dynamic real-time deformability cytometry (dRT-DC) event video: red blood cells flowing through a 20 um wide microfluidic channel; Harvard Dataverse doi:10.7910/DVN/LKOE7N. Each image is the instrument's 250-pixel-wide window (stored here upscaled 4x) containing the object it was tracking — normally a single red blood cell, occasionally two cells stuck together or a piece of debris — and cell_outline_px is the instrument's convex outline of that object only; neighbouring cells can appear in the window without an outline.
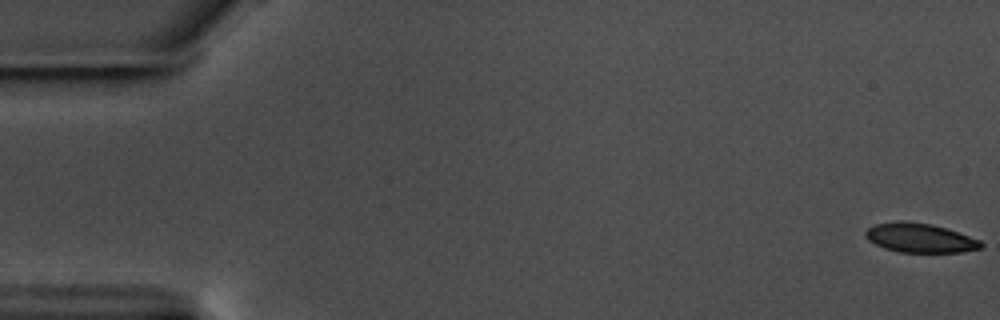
{"species": "common noctule bat (a hibernating species)", "species_latin": "Nyctalus noctula", "temperature_condition": "warm", "stored_images_in_passage": 17, "camera_frame_rate_fps": 3000, "um_per_image_px": 0.085, "animal": {"sex": "male", "body_mass_g": 17.5, "forearm_length_mm": 52.3}, "frame": {"image": 1, "passage_image": 1, "time_ms": 0.0, "image_size_px": [1000, 320], "cell_outline_px": [[984, 244], [980, 248], [960, 252], [900, 252], [884, 248], [868, 240], [864, 236], [864, 232], [868, 228], [876, 224], [896, 220], [904, 220], [932, 224], [980, 240]], "centroid_in_image_um": [78.14, 20.21], "position_along_channel_um": 6.9, "area_um2": 19.59}}
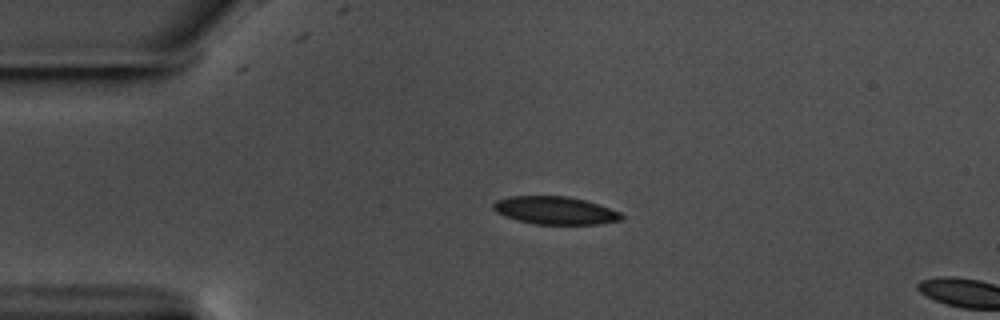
{"frame": {"image": 2, "passage_image": 14, "time_ms": 4.333, "image_size_px": [1000, 320], "cell_outline_px": [[624, 220], [600, 224], [536, 224], [516, 220], [504, 216], [496, 212], [492, 208], [492, 204], [496, 200], [508, 196], [568, 196], [584, 200], [620, 212], [624, 216]], "centroid_in_image_um": [47.16, 17.89], "position_along_channel_um": 37.8, "area_um2": 20.87}}